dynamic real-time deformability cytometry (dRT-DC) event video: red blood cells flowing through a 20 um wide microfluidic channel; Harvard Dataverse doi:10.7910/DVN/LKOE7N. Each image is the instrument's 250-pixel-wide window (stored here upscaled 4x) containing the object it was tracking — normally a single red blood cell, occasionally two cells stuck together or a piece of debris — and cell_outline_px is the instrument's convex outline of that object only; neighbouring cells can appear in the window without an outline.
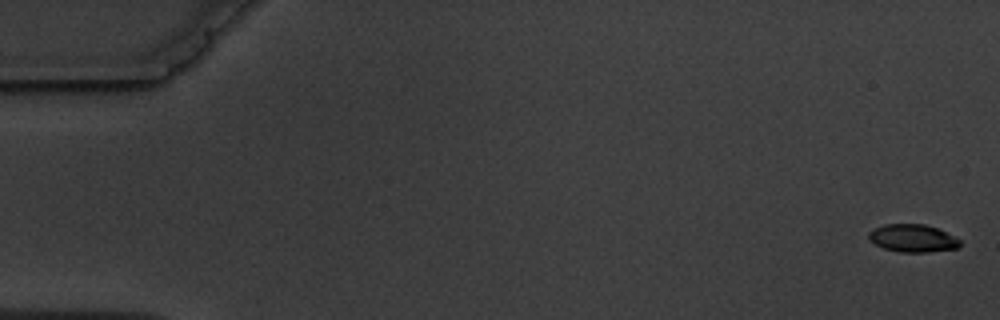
{"species": "common noctule bat (a hibernating species)", "species_latin": "Nyctalus noctula", "temperature_condition": "warm", "stored_images_in_passage": 4, "camera_frame_rate_fps": 3000, "um_per_image_px": 0.085, "animal": {"sex": "male", "body_mass_g": 19.5, "forearm_length_mm": 54.6}, "frame": {"image": 1, "passage_image": 1, "time_ms": 0.0, "image_size_px": [1000, 320], "cell_outline_px": [[960, 244], [956, 248], [928, 252], [900, 252], [884, 248], [868, 240], [868, 232], [872, 228], [884, 224], [924, 224], [936, 228], [960, 240]], "centroid_in_image_um": [77.51, 20.24], "position_along_channel_um": 7.5, "area_um2": 14.62}}